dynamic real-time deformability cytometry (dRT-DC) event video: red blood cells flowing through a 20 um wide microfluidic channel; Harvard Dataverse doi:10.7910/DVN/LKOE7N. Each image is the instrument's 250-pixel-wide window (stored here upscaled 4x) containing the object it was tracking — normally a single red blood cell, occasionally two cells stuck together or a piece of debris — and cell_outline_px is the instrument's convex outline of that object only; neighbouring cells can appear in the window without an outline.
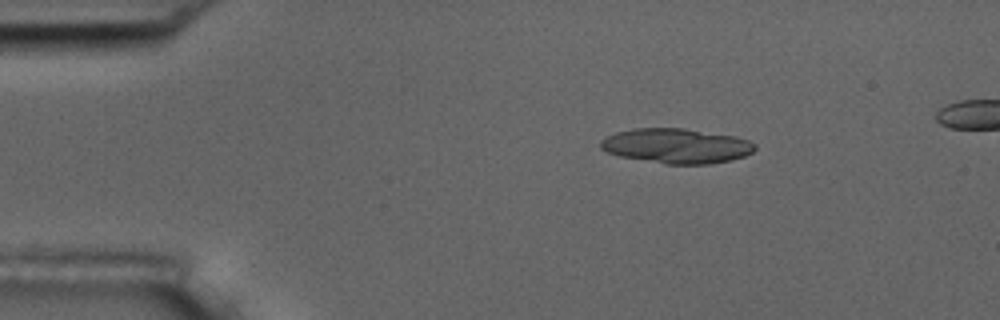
{"species": "common noctule bat (a hibernating species)", "species_latin": "Nyctalus noctula", "temperature_condition": "room temperature", "stored_images_in_passage": 6, "camera_frame_rate_fps": 3000, "um_per_image_px": 0.085, "animal": {"sex": "male", "body_mass_g": 17.5, "forearm_length_mm": 52.3}, "frame": {"image": 1, "passage_image": 3, "time_ms": 0.667, "image_size_px": [1000, 320], "cell_outline_px": [[756, 148], [752, 152], [744, 156], [732, 160], [708, 164], [664, 164], [620, 156], [608, 152], [600, 148], [600, 140], [604, 136], [616, 132], [632, 128], [684, 128], [736, 136], [748, 140], [756, 144]], "centroid_in_image_um": [57.48, 12.39], "position_along_channel_um": 27.5, "area_um2": 31.56}}